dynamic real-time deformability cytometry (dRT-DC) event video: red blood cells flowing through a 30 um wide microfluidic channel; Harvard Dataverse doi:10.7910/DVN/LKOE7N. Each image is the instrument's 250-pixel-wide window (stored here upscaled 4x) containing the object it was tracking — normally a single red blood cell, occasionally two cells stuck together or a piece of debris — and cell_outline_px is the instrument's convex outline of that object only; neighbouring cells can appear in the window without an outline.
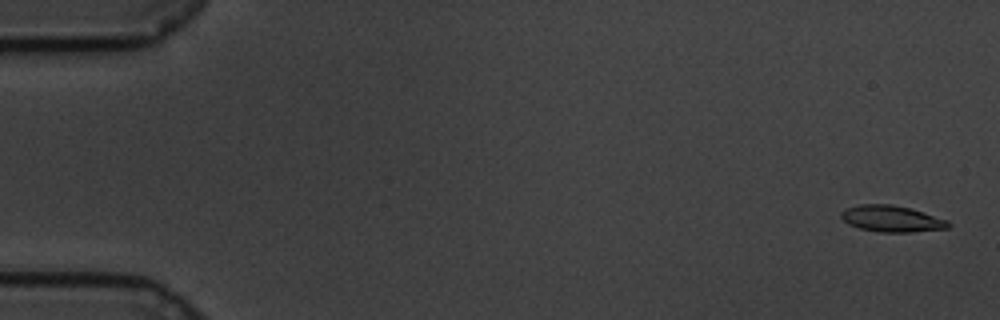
{"species": "common noctule bat (a hibernating species)", "species_latin": "Nyctalus noctula", "temperature_condition": "cold", "stored_images_in_passage": 54, "camera_frame_rate_fps": 3000, "um_per_image_px": 0.085, "animal": {"sex": "male", "body_mass_g": 19.5, "forearm_length_mm": 54.6}, "frame": {"image": 1, "passage_image": 2, "time_ms": 0.333, "image_size_px": [1000, 320], "cell_outline_px": [[952, 224], [948, 228], [912, 232], [880, 232], [860, 228], [848, 224], [840, 216], [840, 212], [848, 208], [860, 204], [892, 204], [924, 212], [948, 220]], "centroid_in_image_um": [75.81, 18.59], "position_along_channel_um": 9.2, "area_um2": 16.42}}
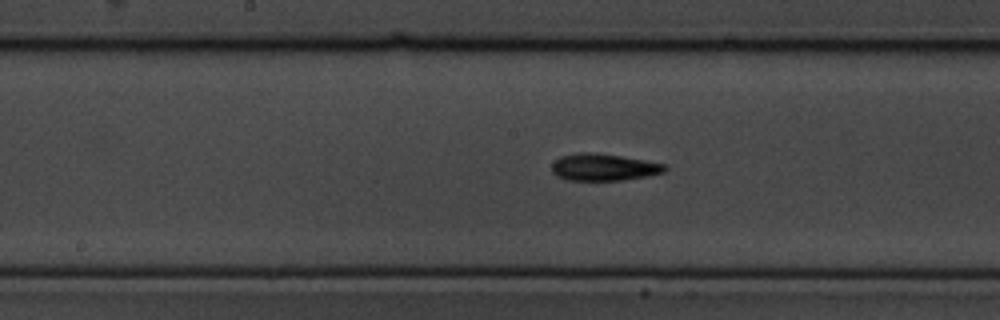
{"frame": {"image": 2, "passage_image": 31, "time_ms": 10.0, "image_size_px": [1000, 320], "cell_outline_px": [[668, 168], [664, 172], [648, 176], [620, 180], [564, 180], [556, 176], [552, 172], [552, 164], [560, 156], [576, 152], [592, 152], [620, 156], [644, 160], [664, 164]], "centroid_in_image_um": [51.27, 14.21], "position_along_channel_um": 196.9, "area_um2": 17.8}}
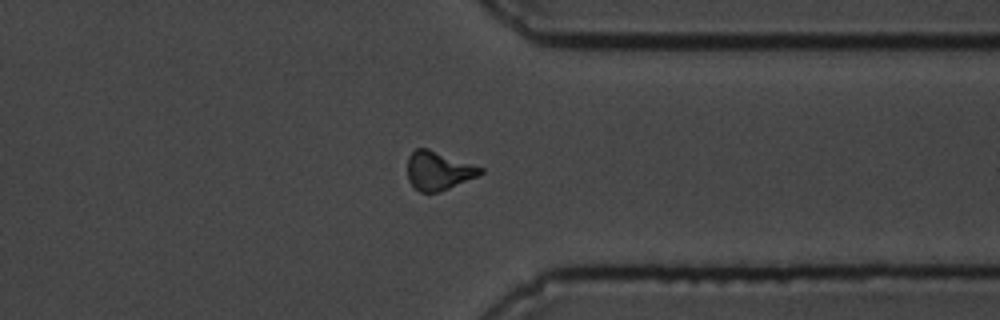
{"frame": {"image": 3, "passage_image": 47, "time_ms": 15.333, "image_size_px": [1000, 320], "cell_outline_px": [[484, 172], [480, 176], [448, 188], [436, 192], [420, 192], [408, 180], [408, 156], [416, 148], [428, 148], [484, 168]], "centroid_in_image_um": [37.29, 14.5], "position_along_channel_um": 374.1, "area_um2": 16.36}, "authors_computed_cell_mechanics": {"area_um2": 16.5597, "velocity_mm_per_s": 3.3642, "shape_relaxation_time_tau1_ms": 3.6993, "shape_relaxation_time_tau2_ms": 2.4267, "deformation_change_tau1": 0.1515, "deformation_change_tau2": 0.1046}}